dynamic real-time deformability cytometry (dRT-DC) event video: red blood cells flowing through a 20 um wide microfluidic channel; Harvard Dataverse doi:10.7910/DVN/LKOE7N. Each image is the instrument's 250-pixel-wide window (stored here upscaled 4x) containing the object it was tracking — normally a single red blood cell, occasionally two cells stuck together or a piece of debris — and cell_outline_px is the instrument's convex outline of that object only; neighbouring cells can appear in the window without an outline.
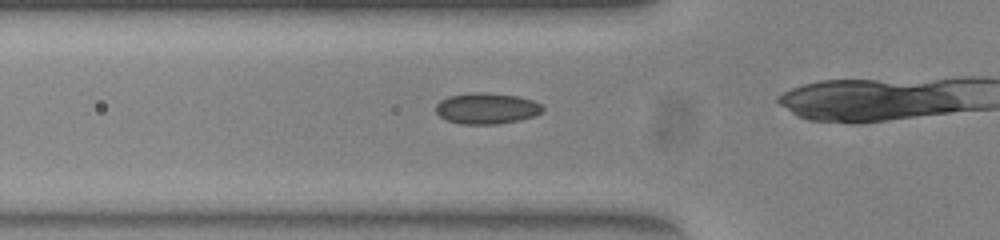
{"species": "common noctule bat (a hibernating species)", "species_latin": "Nyctalus noctula", "temperature_condition": "warm", "stored_images_in_passage": 36, "camera_frame_rate_fps": 3000, "um_per_image_px": 0.085, "animal": {"sex": "female", "body_mass_g": 23.0, "forearm_length_mm": 53.4}, "frame": {"image": 1, "passage_image": 13, "time_ms": 4.0, "image_size_px": [1000, 240], "cell_outline_px": [[544, 108], [536, 116], [520, 120], [496, 124], [460, 124], [448, 120], [440, 116], [436, 112], [436, 104], [440, 100], [448, 96], [468, 92], [488, 92], [516, 96], [532, 100], [540, 104]], "centroid_in_image_um": [41.35, 9.2], "position_along_channel_um": 84.5, "area_um2": 19.42}}
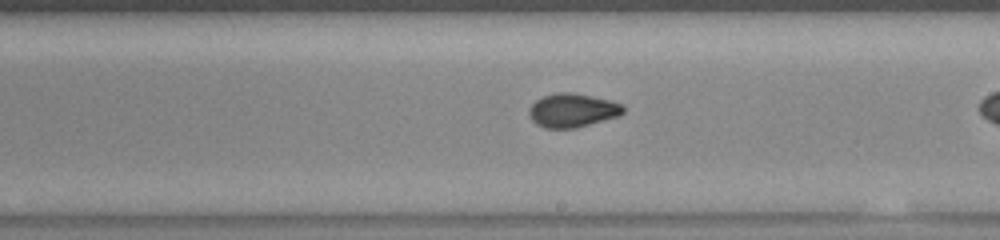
{"frame": {"image": 2, "passage_image": 25, "time_ms": 8.0, "image_size_px": [1000, 240], "cell_outline_px": [[624, 112], [620, 116], [576, 128], [544, 128], [536, 124], [532, 120], [528, 112], [528, 108], [536, 100], [544, 96], [556, 92], [572, 92], [592, 96], [624, 104]], "centroid_in_image_um": [48.66, 9.38], "position_along_channel_um": 240.3, "area_um2": 18.67}}
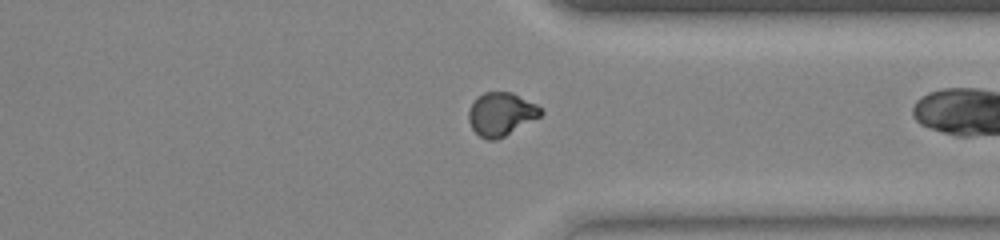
{"frame": {"image": 3, "passage_image": 35, "time_ms": 11.333, "image_size_px": [1000, 240], "cell_outline_px": [[544, 112], [540, 116], [504, 136], [496, 140], [488, 140], [480, 136], [472, 128], [468, 120], [468, 112], [472, 100], [476, 96], [484, 92], [512, 92], [536, 104]], "centroid_in_image_um": [42.55, 9.68], "position_along_channel_um": 368.8, "area_um2": 18.15}}